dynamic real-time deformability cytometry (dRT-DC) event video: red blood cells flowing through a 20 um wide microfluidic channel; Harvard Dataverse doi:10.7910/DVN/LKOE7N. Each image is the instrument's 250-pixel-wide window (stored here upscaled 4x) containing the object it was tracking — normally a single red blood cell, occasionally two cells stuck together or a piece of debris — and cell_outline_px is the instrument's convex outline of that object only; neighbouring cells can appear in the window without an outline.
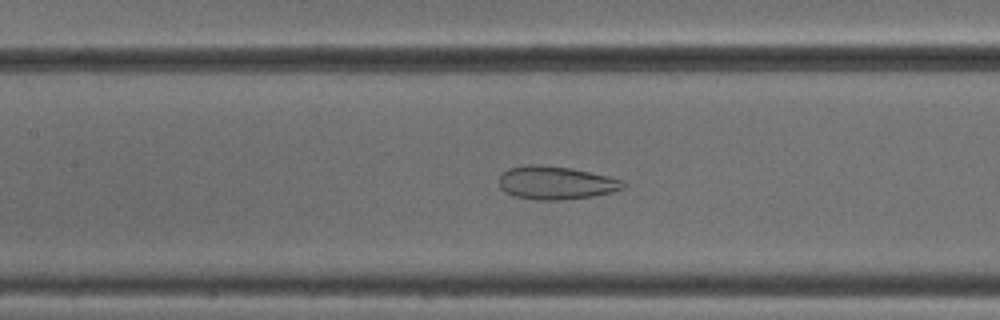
{"species": "common noctule bat (a hibernating species)", "species_latin": "Nyctalus noctula", "temperature_condition": "cold", "stored_images_in_passage": 52, "camera_frame_rate_fps": 3000, "um_per_image_px": 0.085, "animal": {"sex": "male", "body_mass_g": 18.8}, "frame": {"image": 1, "passage_image": 24, "time_ms": 7.667, "image_size_px": [1000, 320], "cell_outline_px": [[624, 188], [612, 192], [592, 196], [560, 200], [536, 200], [512, 196], [504, 192], [500, 188], [500, 176], [508, 168], [528, 164], [536, 164], [572, 168], [608, 176], [624, 180]], "centroid_in_image_um": [47.23, 15.54], "position_along_channel_um": 160.2, "area_um2": 24.1}}
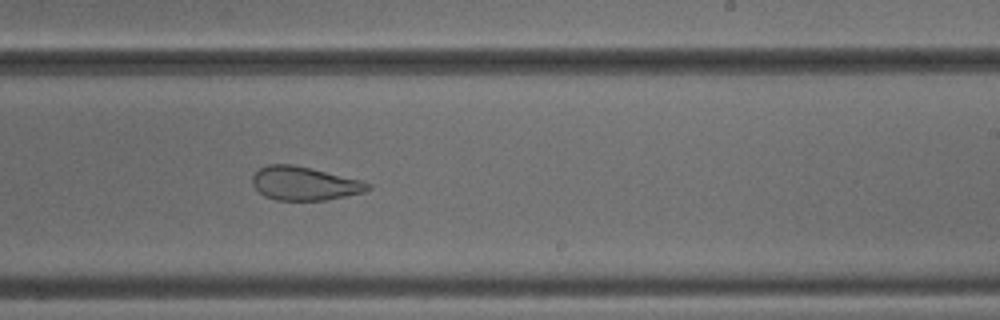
{"frame": {"image": 2, "passage_image": 32, "time_ms": 10.333, "image_size_px": [1000, 320], "cell_outline_px": [[372, 188], [364, 192], [324, 200], [276, 200], [264, 196], [252, 184], [252, 176], [260, 168], [268, 164], [292, 164], [312, 168], [360, 180], [372, 184]], "centroid_in_image_um": [25.87, 15.59], "position_along_channel_um": 263.1, "area_um2": 22.54}}
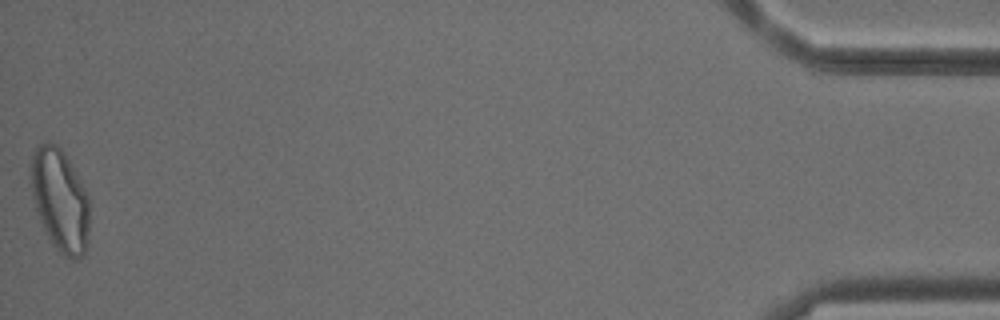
{"frame": {"image": 3, "passage_image": 52, "time_ms": 17.0, "image_size_px": [1000, 320], "cell_outline_px": [[88, 232], [84, 252], [76, 260], [72, 260], [64, 256], [52, 244], [44, 232], [36, 212], [28, 184], [32, 156], [36, 148], [40, 144], [48, 140], [56, 144], [64, 152], [80, 180], [88, 196]], "centroid_in_image_um": [5.04, 16.99], "position_along_channel_um": 430.2, "area_um2": 35.37}}